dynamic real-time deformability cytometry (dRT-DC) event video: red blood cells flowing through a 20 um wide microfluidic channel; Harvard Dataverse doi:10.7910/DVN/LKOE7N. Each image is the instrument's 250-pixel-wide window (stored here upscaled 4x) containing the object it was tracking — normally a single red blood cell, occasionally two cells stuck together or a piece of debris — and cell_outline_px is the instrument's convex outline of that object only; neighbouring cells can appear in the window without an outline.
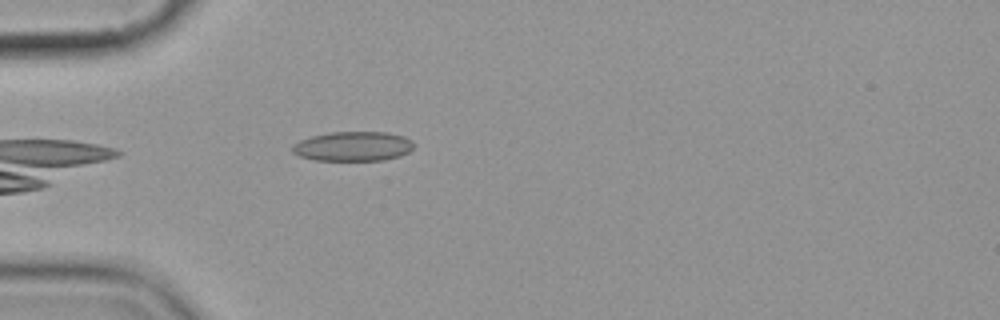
{"species": "common noctule bat (a hibernating species)", "species_latin": "Nyctalus noctula", "temperature_condition": "cold", "stored_images_in_passage": 5, "camera_frame_rate_fps": 3000, "um_per_image_px": 0.085, "animal": {"sex": "female", "body_mass_g": 19.9}, "frame": {"image": 1, "passage_image": 5, "time_ms": 5.0, "image_size_px": [1000, 320], "cell_outline_px": [[416, 144], [408, 152], [400, 156], [384, 160], [316, 160], [300, 156], [292, 152], [292, 144], [300, 140], [312, 136], [332, 132], [388, 132], [404, 136], [412, 140]], "centroid_in_image_um": [30.04, 12.43], "position_along_channel_um": 55.0, "area_um2": 20.98}}